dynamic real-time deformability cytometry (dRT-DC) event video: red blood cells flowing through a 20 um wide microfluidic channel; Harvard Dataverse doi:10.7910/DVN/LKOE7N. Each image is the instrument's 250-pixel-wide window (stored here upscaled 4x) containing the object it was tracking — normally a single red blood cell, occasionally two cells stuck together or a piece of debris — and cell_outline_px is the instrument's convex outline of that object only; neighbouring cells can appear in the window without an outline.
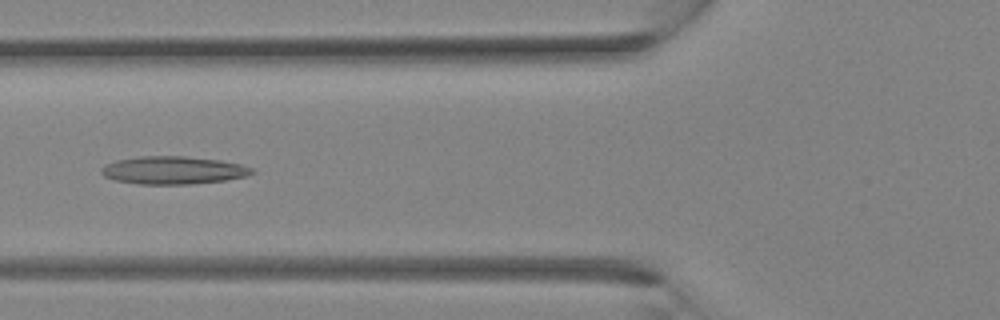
{"species": "Egyptian fruit bat (a non-hibernating species)", "species_latin": "Rousettus aegyptiacus", "temperature_condition": "room temperature", "stored_images_in_passage": 34, "camera_frame_rate_fps": 3000, "um_per_image_px": 0.085, "animal": {"sex": "female"}, "frame": {"image": 1, "passage_image": 13, "time_ms": 4.0, "image_size_px": [1000, 320], "cell_outline_px": [[256, 172], [248, 176], [224, 180], [192, 184], [136, 184], [116, 180], [104, 176], [100, 172], [100, 168], [104, 164], [116, 160], [140, 156], [184, 156], [220, 160], [240, 164], [252, 168]], "centroid_in_image_um": [14.71, 14.47], "position_along_channel_um": 111.1, "area_um2": 24.57}}
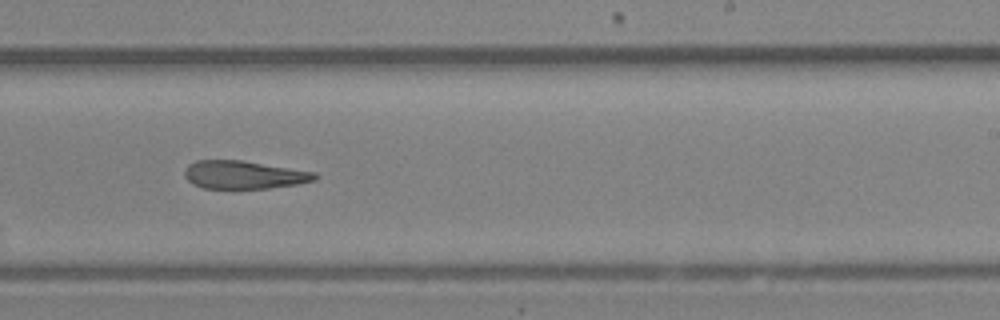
{"frame": {"image": 2, "passage_image": 21, "time_ms": 6.667, "image_size_px": [1000, 320], "cell_outline_px": [[320, 176], [316, 180], [296, 184], [268, 188], [204, 188], [192, 184], [184, 176], [184, 172], [188, 164], [196, 160], [244, 160], [316, 172]], "centroid_in_image_um": [20.74, 14.85], "position_along_channel_um": 268.3, "area_um2": 21.44}}
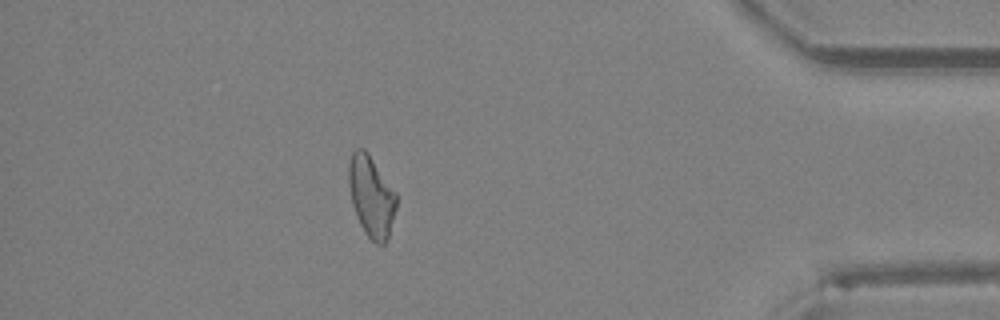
{"frame": {"image": 3, "passage_image": 30, "time_ms": 9.667, "image_size_px": [1000, 320], "cell_outline_px": [[396, 208], [388, 236], [384, 244], [376, 244], [364, 232], [356, 216], [352, 204], [348, 184], [348, 164], [352, 152], [356, 148], [364, 148], [368, 152], [396, 192]], "centroid_in_image_um": [31.54, 16.66], "position_along_channel_um": 403.7, "area_um2": 22.54}}